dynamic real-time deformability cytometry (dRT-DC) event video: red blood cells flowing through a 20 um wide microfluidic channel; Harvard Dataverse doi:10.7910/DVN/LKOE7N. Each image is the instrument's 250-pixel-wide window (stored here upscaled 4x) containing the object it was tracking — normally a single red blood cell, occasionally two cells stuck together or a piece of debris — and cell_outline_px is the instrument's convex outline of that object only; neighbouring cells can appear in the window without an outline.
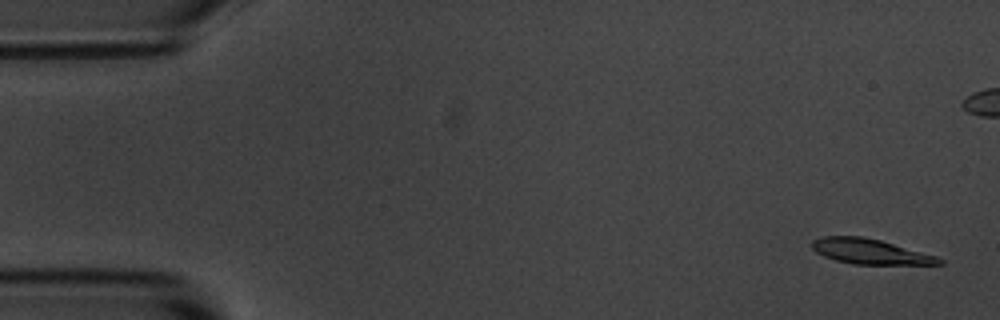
{"species": "common noctule bat (a hibernating species)", "species_latin": "Nyctalus noctula", "temperature_condition": "room temperature", "stored_images_in_passage": 7, "camera_frame_rate_fps": 3000, "um_per_image_px": 0.085, "animal": {"sex": "male", "body_mass_g": 20.1, "forearm_length_mm": 53.5}, "frame": {"image": 1, "passage_image": 1, "time_ms": 0.0, "image_size_px": [1000, 320], "cell_outline_px": [[944, 264], [852, 264], [836, 260], [824, 256], [816, 252], [812, 248], [812, 240], [820, 236], [864, 236], [880, 240], [936, 256], [944, 260]], "centroid_in_image_um": [73.93, 21.37], "position_along_channel_um": 11.1, "area_um2": 18.5}}